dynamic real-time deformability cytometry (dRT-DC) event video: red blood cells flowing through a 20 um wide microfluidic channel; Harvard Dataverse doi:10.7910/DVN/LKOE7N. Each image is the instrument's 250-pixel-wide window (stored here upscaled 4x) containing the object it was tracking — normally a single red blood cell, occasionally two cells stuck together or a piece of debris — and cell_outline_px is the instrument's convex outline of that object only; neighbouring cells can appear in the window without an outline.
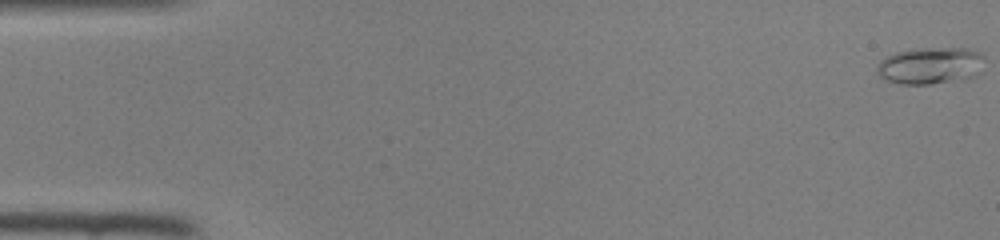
{"species": "common noctule bat (a hibernating species)", "species_latin": "Nyctalus noctula", "temperature_condition": "room temperature", "stored_images_in_passage": 47, "camera_frame_rate_fps": 3000, "um_per_image_px": 0.085, "animal": {"sex": "female", "body_mass_g": 22.0, "forearm_length_mm": 56.7}, "frame": {"image": 1, "passage_image": 1, "time_ms": 0.0, "image_size_px": [1000, 240], "cell_outline_px": [[984, 56], [976, 72], [972, 76], [928, 84], [900, 84], [888, 80], [880, 76], [876, 72], [876, 68], [880, 60], [896, 52], [924, 48], [964, 48], [980, 52]], "centroid_in_image_um": [79.0, 5.56], "position_along_channel_um": 6.0, "area_um2": 22.37}}
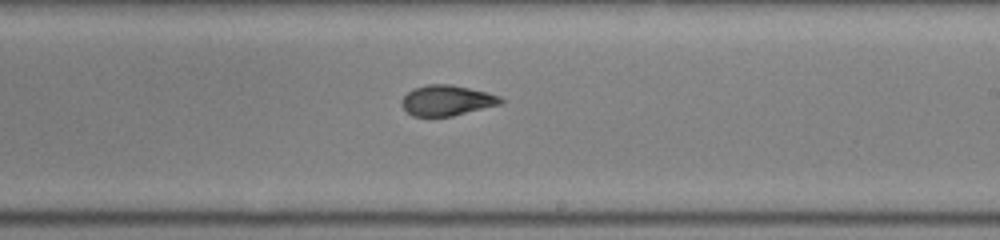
{"frame": {"image": 2, "passage_image": 28, "time_ms": 9.0, "image_size_px": [1000, 240], "cell_outline_px": [[504, 100], [500, 104], [452, 116], [412, 116], [400, 104], [404, 96], [412, 88], [428, 84], [452, 84], [488, 92], [500, 96]], "centroid_in_image_um": [37.97, 8.52], "position_along_channel_um": 251.0, "area_um2": 17.57}}
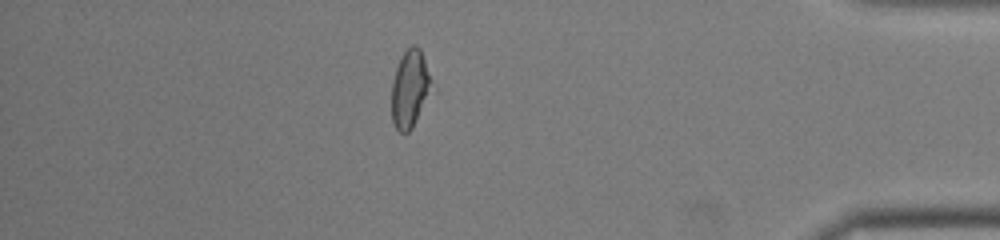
{"frame": {"image": 3, "passage_image": 41, "time_ms": 13.333, "image_size_px": [1000, 240], "cell_outline_px": [[436, 88], [412, 128], [408, 132], [400, 132], [396, 128], [392, 120], [392, 80], [400, 56], [412, 44], [416, 44], [420, 48]], "centroid_in_image_um": [34.9, 7.53], "position_along_channel_um": 400.3, "area_um2": 18.73}}